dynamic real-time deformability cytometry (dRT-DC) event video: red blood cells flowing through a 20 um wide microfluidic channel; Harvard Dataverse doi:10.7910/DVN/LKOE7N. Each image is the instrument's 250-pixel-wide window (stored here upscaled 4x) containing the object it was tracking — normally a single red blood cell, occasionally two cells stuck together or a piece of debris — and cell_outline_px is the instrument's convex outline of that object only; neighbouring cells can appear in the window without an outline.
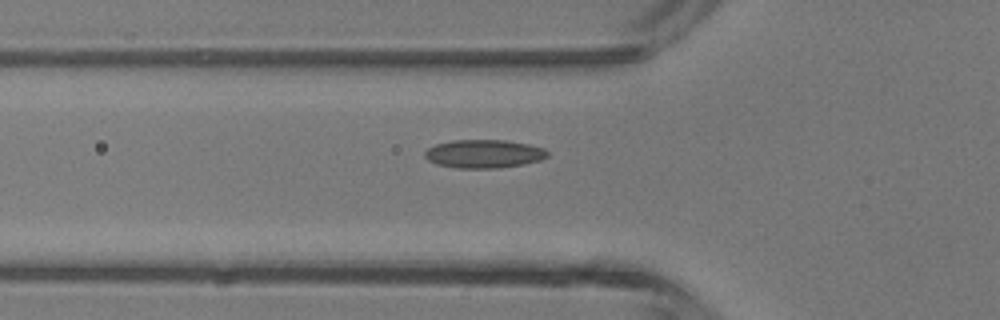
{"species": "common noctule bat (a hibernating species)", "species_latin": "Nyctalus noctula", "temperature_condition": "room temperature", "stored_images_in_passage": 42, "camera_frame_rate_fps": 3000, "um_per_image_px": 0.085, "animal": {"sex": "male", "body_mass_g": 13.3}, "frame": {"image": 1, "passage_image": 16, "time_ms": 5.0, "image_size_px": [1000, 320], "cell_outline_px": [[548, 156], [540, 160], [524, 164], [500, 168], [456, 168], [436, 164], [428, 160], [424, 156], [424, 152], [428, 148], [436, 144], [452, 140], [508, 140], [528, 144], [544, 148], [548, 152]], "centroid_in_image_um": [41.13, 13.07], "position_along_channel_um": 84.7, "area_um2": 20.4}}
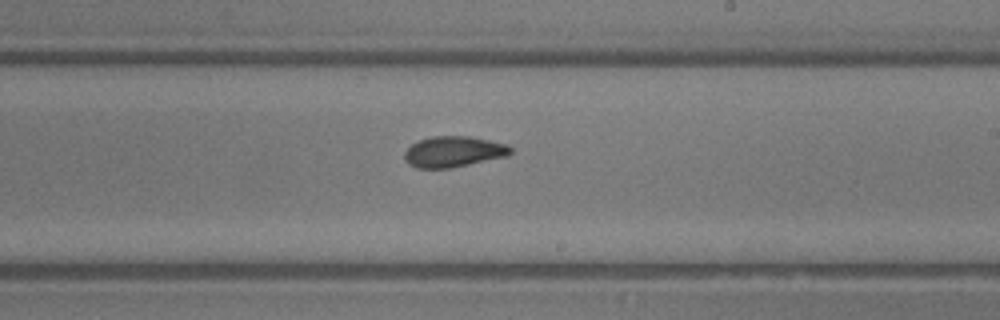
{"frame": {"image": 2, "passage_image": 27, "time_ms": 8.667, "image_size_px": [1000, 320], "cell_outline_px": [[512, 152], [508, 156], [448, 168], [416, 168], [408, 164], [404, 160], [404, 152], [412, 144], [420, 140], [432, 136], [468, 136], [508, 144], [512, 148]], "centroid_in_image_um": [38.54, 12.89], "position_along_channel_um": 250.5, "area_um2": 19.02}}
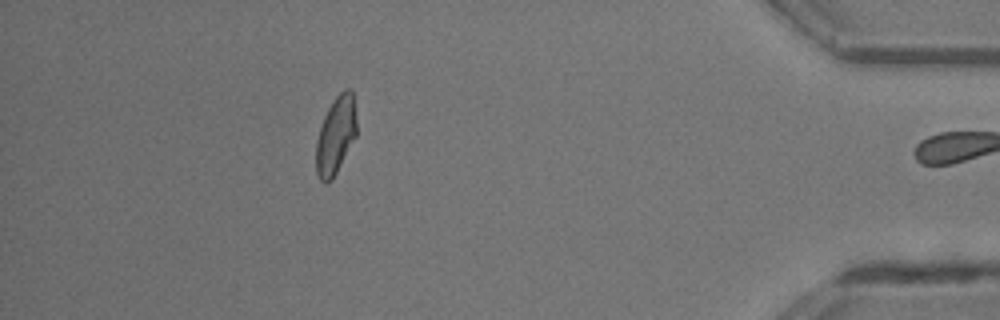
{"frame": {"image": 3, "passage_image": 41, "time_ms": 13.333, "image_size_px": [1000, 320], "cell_outline_px": [[356, 136], [332, 180], [328, 184], [324, 184], [320, 180], [316, 172], [316, 140], [324, 116], [328, 108], [336, 96], [344, 88], [352, 88], [356, 120]], "centroid_in_image_um": [28.53, 11.51], "position_along_channel_um": 406.7, "area_um2": 18.38}, "authors_computed_cell_mechanics": {"area_um2": 19.1607, "velocity_mm_per_s": 4.4956, "shape_relaxation_time_tau1_ms": 6.2067, "shape_relaxation_time_tau2_ms": 3.1837, "deformation_change_tau1": 0.1413, "deformation_change_tau2": 0.0887}}